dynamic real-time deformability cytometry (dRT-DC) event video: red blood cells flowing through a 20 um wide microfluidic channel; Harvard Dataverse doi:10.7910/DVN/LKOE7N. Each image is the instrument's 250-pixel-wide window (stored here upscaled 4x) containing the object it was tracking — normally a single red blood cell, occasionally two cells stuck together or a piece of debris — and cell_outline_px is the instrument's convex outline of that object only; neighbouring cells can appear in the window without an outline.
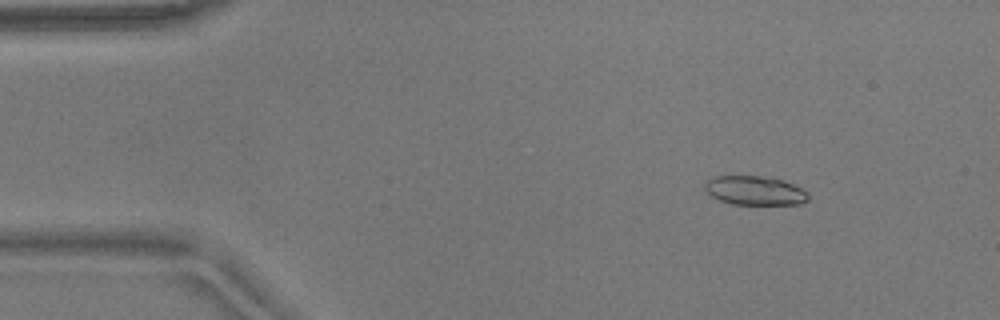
{"species": "common noctule bat (a hibernating species)", "species_latin": "Nyctalus noctula", "temperature_condition": "warm", "stored_images_in_passage": 51, "camera_frame_rate_fps": 3000, "um_per_image_px": 0.085, "animal": {"sex": "male", "body_mass_g": 17.9}, "frame": {"image": 1, "passage_image": 4, "time_ms": 1.0, "image_size_px": [1000, 320], "cell_outline_px": [[808, 200], [800, 204], [732, 204], [720, 200], [712, 196], [704, 188], [704, 184], [712, 176], [772, 176], [784, 180], [808, 192]], "centroid_in_image_um": [64.17, 16.18], "position_along_channel_um": 20.8, "area_um2": 17.57}}
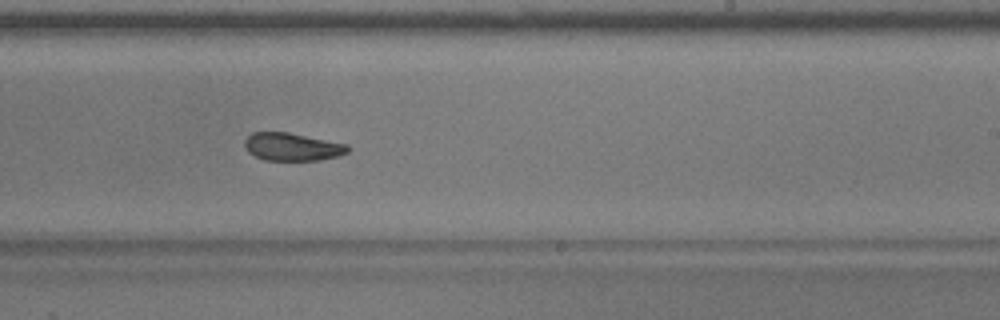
{"frame": {"image": 2, "passage_image": 30, "time_ms": 9.667, "image_size_px": [1000, 320], "cell_outline_px": [[348, 152], [336, 156], [320, 160], [264, 160], [248, 152], [244, 144], [244, 140], [252, 132], [288, 132], [348, 144]], "centroid_in_image_um": [24.82, 12.47], "position_along_channel_um": 264.2, "area_um2": 16.65}}
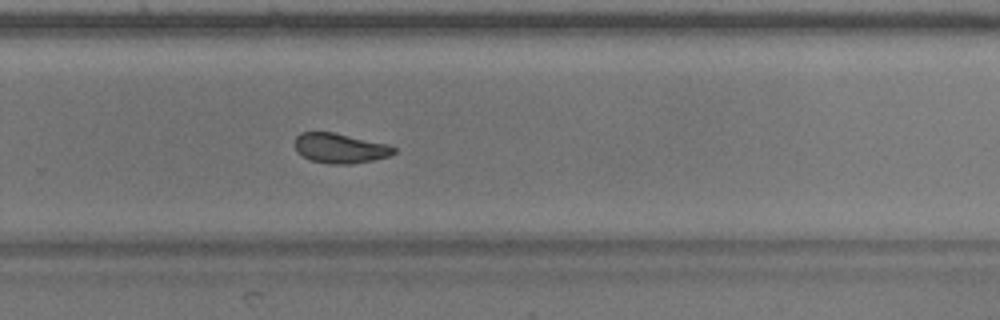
{"frame": {"image": 3, "passage_image": 33, "time_ms": 10.667, "image_size_px": [1000, 320], "cell_outline_px": [[396, 152], [388, 156], [372, 160], [352, 164], [328, 164], [312, 160], [296, 152], [296, 136], [300, 132], [332, 132], [388, 144], [396, 148]], "centroid_in_image_um": [28.91, 12.6], "position_along_channel_um": 300.9, "area_um2": 17.11}, "authors_computed_cell_mechanics": {"area_um2": 17.8602, "velocity_mm_per_s": 3.6848, "shape_relaxation_time_tau1_ms": null, "shape_relaxation_time_tau2_ms": 2.0057, "deformation_change_tau1": null, "deformation_change_tau2": 0.0718}}